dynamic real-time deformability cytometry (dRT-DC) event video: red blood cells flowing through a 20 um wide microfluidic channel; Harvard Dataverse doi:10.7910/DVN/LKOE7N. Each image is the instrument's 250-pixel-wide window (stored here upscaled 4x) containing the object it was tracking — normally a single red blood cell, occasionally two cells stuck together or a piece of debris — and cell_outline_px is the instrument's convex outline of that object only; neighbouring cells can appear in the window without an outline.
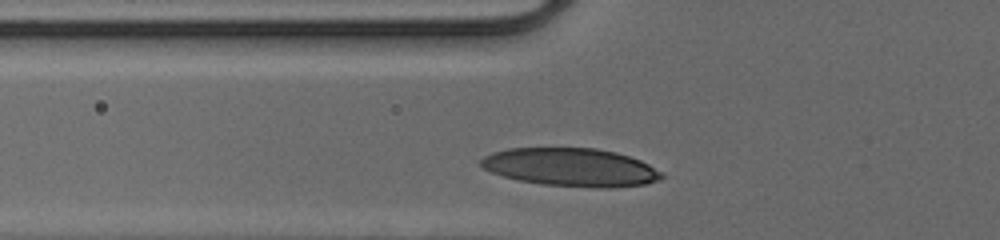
{"species": "human", "species_latin": "Homo sapiens", "temperature_condition": "cold", "stored_images_in_passage": 25, "camera_frame_rate_fps": 3000, "um_per_image_px": 0.085, "donor": {"sex": "male"}, "frame": {"image": 1, "passage_image": 2, "time_ms": 0.333, "image_size_px": [1000, 240], "cell_outline_px": [[664, 176], [660, 180], [644, 184], [608, 188], [600, 188], [544, 184], [520, 180], [504, 176], [492, 172], [484, 168], [480, 164], [480, 160], [484, 156], [492, 152], [508, 148], [596, 148], [616, 152], [640, 160], [648, 164], [660, 172]], "centroid_in_image_um": [48.52, 14.21], "position_along_channel_um": 77.3, "area_um2": 39.94}}
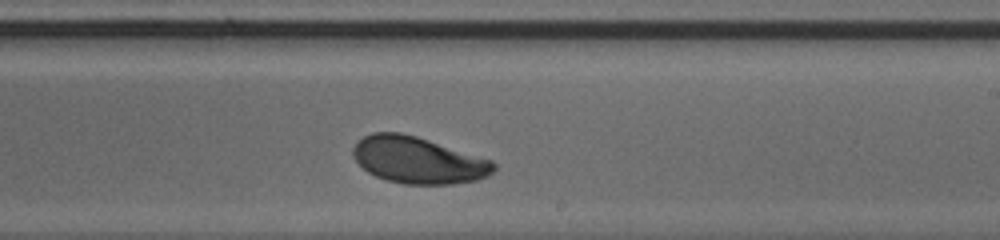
{"frame": {"image": 2, "passage_image": 15, "time_ms": 4.667, "image_size_px": [1000, 240], "cell_outline_px": [[496, 168], [488, 176], [476, 180], [452, 184], [404, 184], [388, 180], [376, 176], [368, 172], [352, 156], [352, 148], [364, 136], [372, 132], [400, 132], [416, 136], [492, 160], [496, 164]], "centroid_in_image_um": [35.54, 13.61], "position_along_channel_um": 253.5, "area_um2": 38.03}}
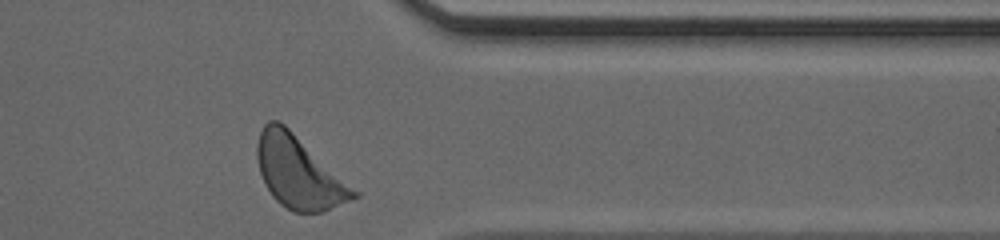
{"frame": {"image": 3, "passage_image": 25, "time_ms": 8.0, "image_size_px": [1000, 240], "cell_outline_px": [[360, 196], [352, 200], [320, 212], [292, 212], [280, 204], [272, 196], [264, 184], [260, 172], [256, 156], [256, 144], [260, 132], [264, 124], [268, 120], [280, 120], [360, 192]], "centroid_in_image_um": [25.39, 14.64], "position_along_channel_um": 386.0, "area_um2": 40.63}, "authors_computed_cell_mechanics": {"area_um2": 38.5526, "velocity_mm_per_s": 4.0894, "shape_relaxation_time_tau1_ms": 1.6979, "shape_relaxation_time_tau2_ms": null, "deformation_change_tau1": 0.129, "deformation_change_tau2": null}}